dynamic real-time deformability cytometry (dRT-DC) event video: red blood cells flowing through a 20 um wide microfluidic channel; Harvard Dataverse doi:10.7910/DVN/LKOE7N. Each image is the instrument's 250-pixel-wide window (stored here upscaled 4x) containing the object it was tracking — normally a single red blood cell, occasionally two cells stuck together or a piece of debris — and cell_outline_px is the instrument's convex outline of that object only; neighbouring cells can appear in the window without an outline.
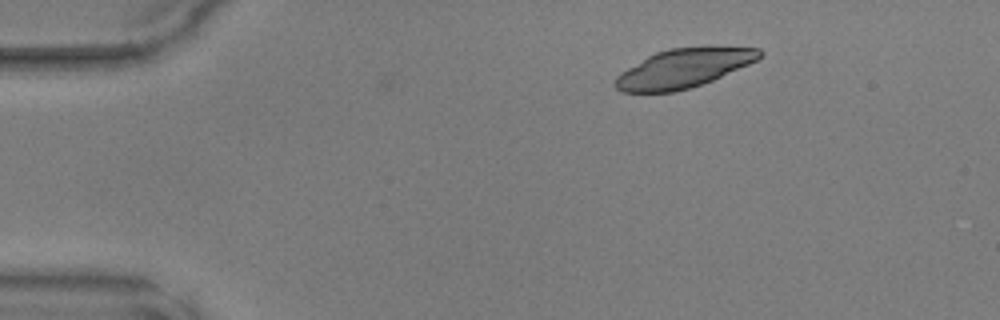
{"species": "common noctule bat (a hibernating species)", "species_latin": "Nyctalus noctula", "temperature_condition": "warm", "stored_images_in_passage": 3, "camera_frame_rate_fps": 3000, "um_per_image_px": 0.085, "animal": {"sex": "male", "body_mass_g": 17.9, "forearm_length_mm": 54.2}, "frame": {"image": 1, "passage_image": 3, "time_ms": 0.667, "image_size_px": [1000, 320], "cell_outline_px": [[764, 52], [756, 60], [748, 64], [712, 80], [688, 88], [672, 92], [620, 92], [612, 84], [616, 76], [620, 72], [648, 56], [656, 52], [668, 48], [760, 48]], "centroid_in_image_um": [58.01, 5.83], "position_along_channel_um": 27.0, "area_um2": 31.96}}